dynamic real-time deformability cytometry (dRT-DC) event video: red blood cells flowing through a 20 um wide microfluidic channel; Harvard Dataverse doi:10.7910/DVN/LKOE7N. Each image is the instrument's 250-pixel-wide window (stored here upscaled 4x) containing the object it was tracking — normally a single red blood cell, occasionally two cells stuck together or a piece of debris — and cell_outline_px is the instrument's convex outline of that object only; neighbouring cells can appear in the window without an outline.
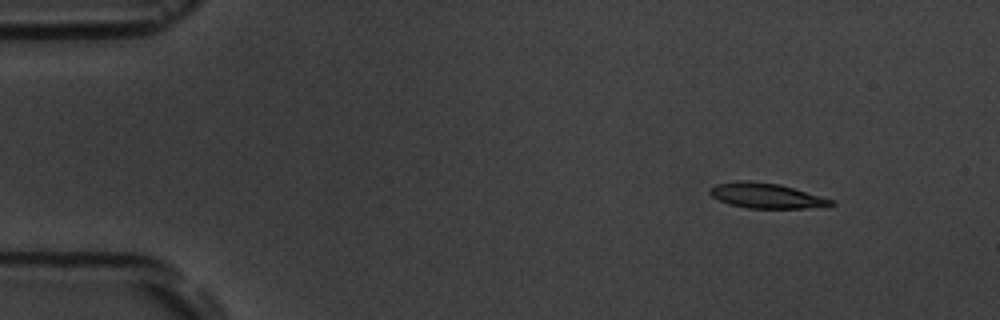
{"species": "common noctule bat (a hibernating species)", "species_latin": "Nyctalus noctula", "temperature_condition": "room temperature", "stored_images_in_passage": 4, "camera_frame_rate_fps": 3000, "um_per_image_px": 0.085, "animal": {"sex": "male", "body_mass_g": 19.5, "forearm_length_mm": 54.6}, "frame": {"image": 1, "passage_image": 1, "time_ms": 0.0, "image_size_px": [1000, 320], "cell_outline_px": [[836, 204], [804, 208], [748, 208], [728, 204], [712, 196], [708, 192], [708, 188], [716, 184], [736, 180], [748, 180], [780, 184], [820, 196], [832, 200]], "centroid_in_image_um": [65.04, 16.62], "position_along_channel_um": 20.0, "area_um2": 17.63}}
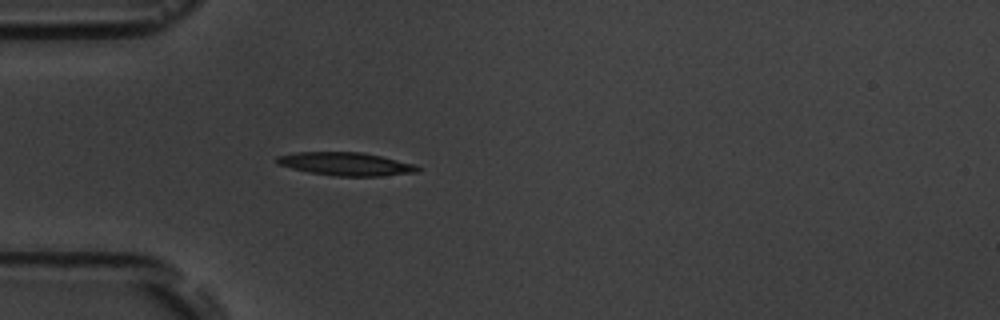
{"frame": {"image": 2, "passage_image": 4, "time_ms": 3.333, "image_size_px": [1000, 320], "cell_outline_px": [[420, 172], [380, 176], [336, 176], [308, 172], [276, 164], [276, 156], [296, 152], [360, 152], [380, 156], [416, 164], [420, 168]], "centroid_in_image_um": [29.4, 13.94], "position_along_channel_um": 55.6, "area_um2": 19.07}}